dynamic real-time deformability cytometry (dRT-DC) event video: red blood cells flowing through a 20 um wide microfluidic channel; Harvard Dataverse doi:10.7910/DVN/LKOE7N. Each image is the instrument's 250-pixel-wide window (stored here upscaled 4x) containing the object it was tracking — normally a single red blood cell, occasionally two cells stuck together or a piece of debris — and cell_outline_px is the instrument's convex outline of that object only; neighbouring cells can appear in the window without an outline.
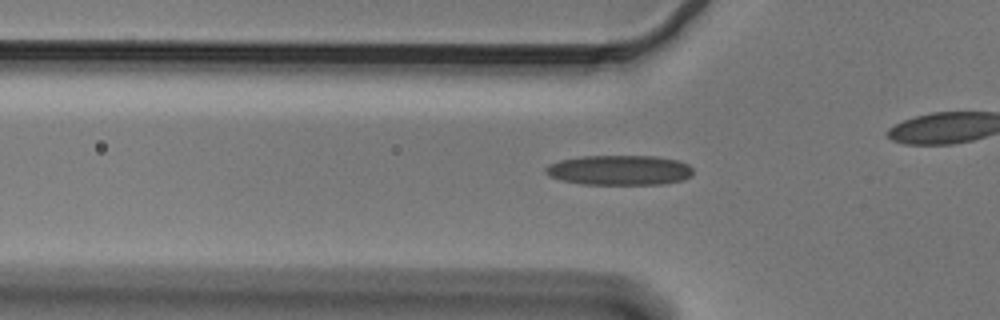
{"species": "Egyptian fruit bat (a non-hibernating species)", "species_latin": "Rousettus aegyptiacus", "temperature_condition": "cold", "stored_images_in_passage": 32, "camera_frame_rate_fps": 3000, "um_per_image_px": 0.085, "animal": {"sex": "male"}, "frame": {"image": 1, "passage_image": 7, "time_ms": 2.0, "image_size_px": [1000, 320], "cell_outline_px": [[692, 176], [684, 180], [664, 184], [580, 184], [564, 180], [552, 176], [544, 172], [544, 168], [548, 164], [560, 160], [584, 156], [652, 156], [676, 160], [688, 164], [692, 168]], "centroid_in_image_um": [52.67, 14.46], "position_along_channel_um": 73.1, "area_um2": 25.66}}
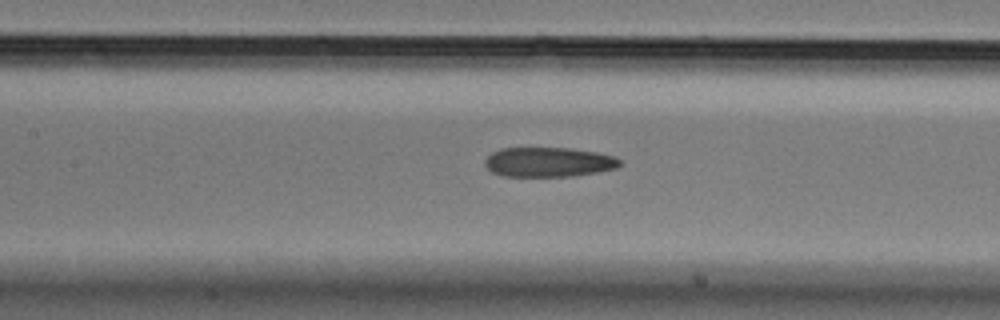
{"frame": {"image": 2, "passage_image": 14, "time_ms": 4.333, "image_size_px": [1000, 320], "cell_outline_px": [[620, 164], [616, 168], [600, 172], [572, 176], [500, 176], [492, 172], [484, 164], [484, 160], [492, 152], [500, 148], [568, 148], [596, 152], [616, 156], [620, 160]], "centroid_in_image_um": [46.62, 13.78], "position_along_channel_um": 160.8, "area_um2": 23.41}}
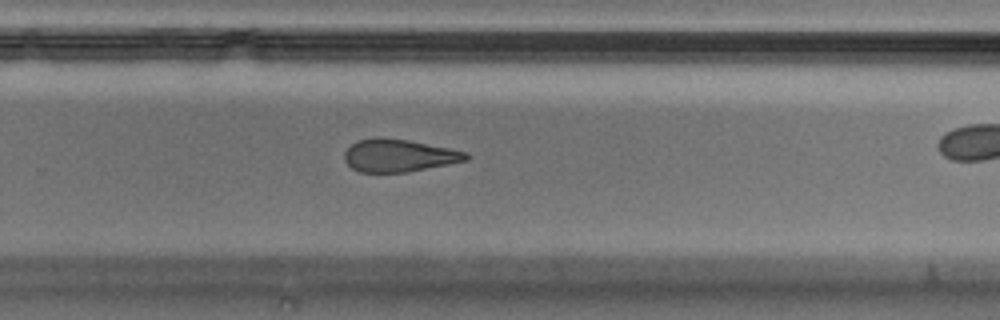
{"frame": {"image": 3, "passage_image": 25, "time_ms": 8.0, "image_size_px": [1000, 320], "cell_outline_px": [[468, 160], [408, 172], [360, 172], [352, 168], [344, 160], [344, 152], [356, 140], [408, 140], [468, 152]], "centroid_in_image_um": [33.92, 13.26], "position_along_channel_um": 295.9, "area_um2": 22.37}}